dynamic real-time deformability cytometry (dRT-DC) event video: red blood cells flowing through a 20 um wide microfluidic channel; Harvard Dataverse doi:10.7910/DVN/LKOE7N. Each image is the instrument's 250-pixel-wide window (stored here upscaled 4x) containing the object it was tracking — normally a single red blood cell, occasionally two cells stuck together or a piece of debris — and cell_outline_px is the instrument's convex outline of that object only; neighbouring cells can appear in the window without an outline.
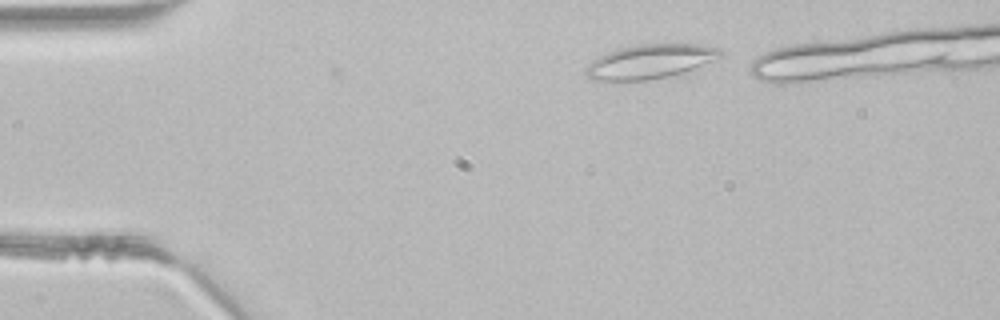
{"species": "common noctule bat (a hibernating species)", "species_latin": "Nyctalus noctula", "temperature_condition": "room temperature", "stored_images_in_passage": 2, "camera_frame_rate_fps": 3000, "um_per_image_px": 0.085, "animal": {"sex": "male", "body_mass_g": 21.5, "forearm_length_mm": 52.0}, "frame": {"image": 1, "passage_image": 2, "time_ms": 0.333, "image_size_px": [1000, 320], "cell_outline_px": [[724, 56], [684, 72], [668, 76], [648, 80], [592, 80], [584, 72], [584, 68], [596, 56], [620, 48], [640, 44], [696, 44], [720, 48], [724, 52]], "centroid_in_image_um": [55.26, 5.22], "position_along_channel_um": 29.7, "area_um2": 26.82}}